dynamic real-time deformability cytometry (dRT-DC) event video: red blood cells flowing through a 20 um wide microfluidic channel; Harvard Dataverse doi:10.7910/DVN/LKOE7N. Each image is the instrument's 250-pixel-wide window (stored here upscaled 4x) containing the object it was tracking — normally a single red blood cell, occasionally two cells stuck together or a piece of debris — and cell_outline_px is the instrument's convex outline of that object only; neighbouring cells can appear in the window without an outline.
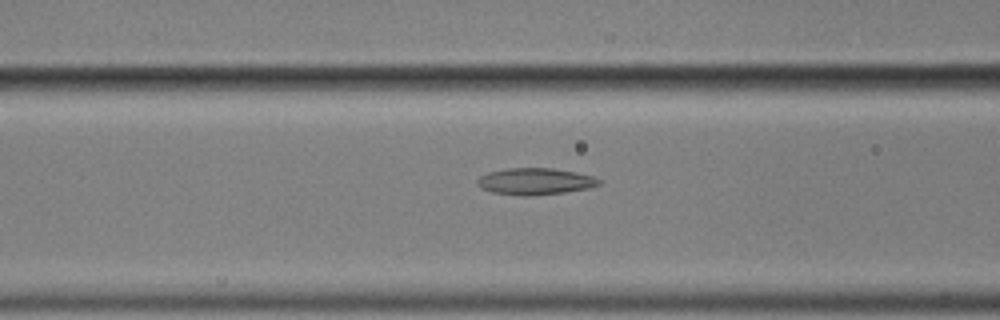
{"species": "common noctule bat (a hibernating species)", "species_latin": "Nyctalus noctula", "temperature_condition": "cold", "stored_images_in_passage": 56, "camera_frame_rate_fps": 3000, "um_per_image_px": 0.085, "animal": {"sex": "male", "body_mass_g": 17.9}, "frame": {"image": 1, "passage_image": 22, "time_ms": 7.0, "image_size_px": [1000, 320], "cell_outline_px": [[600, 184], [588, 188], [564, 192], [528, 196], [520, 196], [492, 192], [476, 184], [476, 180], [480, 176], [488, 172], [508, 168], [552, 168], [576, 172], [592, 176], [600, 180]], "centroid_in_image_um": [45.46, 15.41], "position_along_channel_um": 121.1, "area_um2": 18.79}}
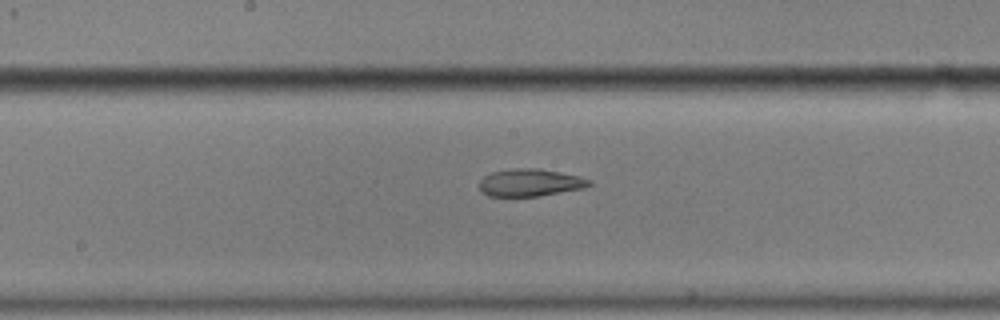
{"frame": {"image": 2, "passage_image": 29, "time_ms": 9.333, "image_size_px": [1000, 320], "cell_outline_px": [[592, 184], [584, 188], [540, 196], [488, 196], [480, 188], [480, 180], [484, 176], [492, 172], [516, 168], [536, 168], [560, 172], [580, 176], [592, 180]], "centroid_in_image_um": [45.1, 15.52], "position_along_channel_um": 203.1, "area_um2": 17.51}}
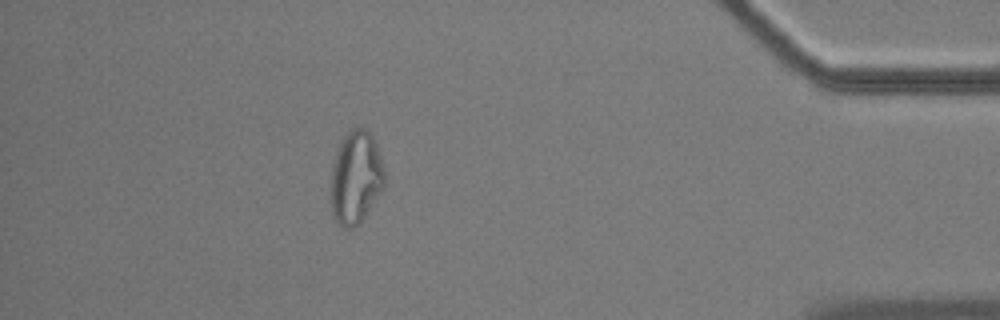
{"frame": {"image": 3, "passage_image": 50, "time_ms": 16.333, "image_size_px": [1000, 320], "cell_outline_px": [[384, 188], [360, 224], [352, 228], [344, 228], [336, 220], [332, 212], [332, 168], [340, 144], [344, 136], [356, 124], [360, 124], [372, 136], [376, 144], [384, 168]], "centroid_in_image_um": [30.27, 15.08], "position_along_channel_um": 404.9, "area_um2": 28.9}, "authors_computed_cell_mechanics": {"area_um2": 19.2763, "velocity_mm_per_s": 3.507, "shape_relaxation_time_tau1_ms": null, "shape_relaxation_time_tau2_ms": 3.6914, "deformation_change_tau1": null, "deformation_change_tau2": 0.0984}}